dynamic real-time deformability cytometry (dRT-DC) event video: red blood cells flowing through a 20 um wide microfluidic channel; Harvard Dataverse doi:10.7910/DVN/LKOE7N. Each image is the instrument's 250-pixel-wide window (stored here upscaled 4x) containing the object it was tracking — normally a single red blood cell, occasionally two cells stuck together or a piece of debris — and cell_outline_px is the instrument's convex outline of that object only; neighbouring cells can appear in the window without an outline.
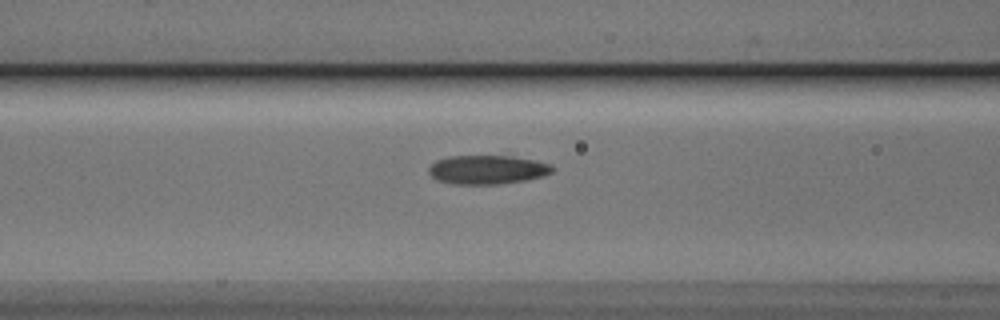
{"species": "Egyptian fruit bat (a non-hibernating species)", "species_latin": "Rousettus aegyptiacus", "temperature_condition": "cold", "stored_images_in_passage": 28, "camera_frame_rate_fps": 3000, "um_per_image_px": 0.085, "animal": {"sex": "male"}, "frame": {"image": 1, "passage_image": 8, "time_ms": 2.333, "image_size_px": [1000, 320], "cell_outline_px": [[556, 168], [552, 172], [540, 176], [524, 180], [496, 184], [456, 184], [436, 180], [428, 172], [428, 168], [436, 160], [448, 156], [512, 156], [536, 160], [552, 164]], "centroid_in_image_um": [41.42, 14.41], "position_along_channel_um": 125.2, "area_um2": 20.81}}
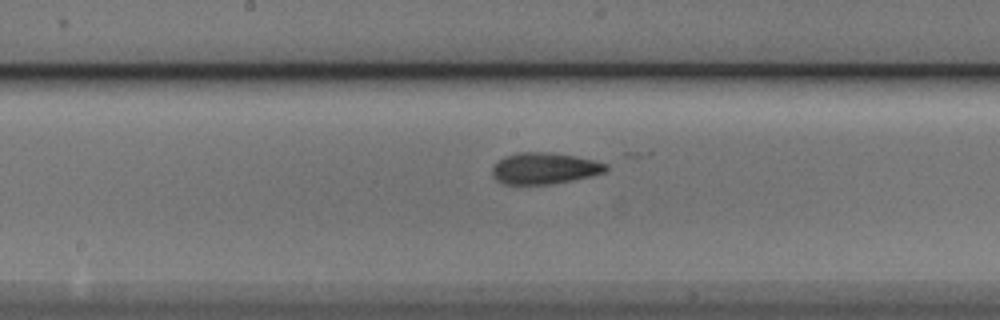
{"frame": {"image": 2, "passage_image": 14, "time_ms": 4.333, "image_size_px": [1000, 320], "cell_outline_px": [[608, 168], [604, 172], [592, 176], [552, 184], [504, 184], [496, 180], [492, 176], [492, 164], [504, 156], [516, 152], [552, 152], [576, 156], [608, 164]], "centroid_in_image_um": [46.24, 14.3], "position_along_channel_um": 202.0, "area_um2": 21.04}}
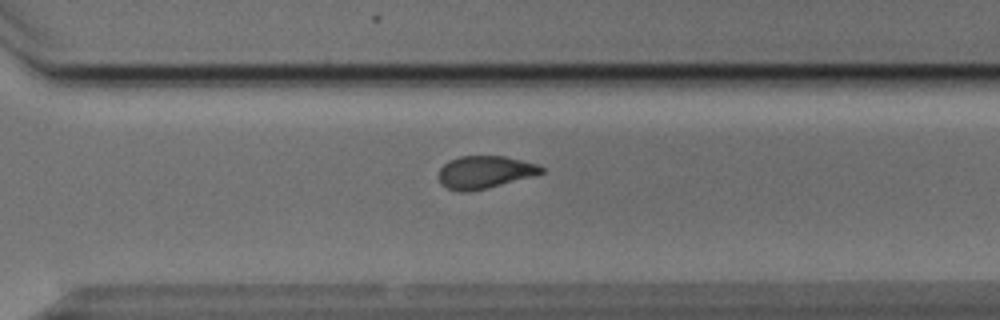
{"frame": {"image": 3, "passage_image": 24, "time_ms": 7.667, "image_size_px": [1000, 320], "cell_outline_px": [[544, 172], [532, 176], [488, 188], [468, 192], [460, 192], [448, 188], [440, 184], [440, 168], [444, 164], [460, 156], [504, 156], [540, 164], [544, 168]], "centroid_in_image_um": [41.23, 14.63], "position_along_channel_um": 329.4, "area_um2": 19.42}, "authors_computed_cell_mechanics": {"area_um2": 20.6346, "velocity_mm_per_s": 3.8398, "shape_relaxation_time_tau1_ms": 9.1782, "shape_relaxation_time_tau2_ms": 2.6399, "deformation_change_tau1": 0.2122, "deformation_change_tau2": 0.0893}}